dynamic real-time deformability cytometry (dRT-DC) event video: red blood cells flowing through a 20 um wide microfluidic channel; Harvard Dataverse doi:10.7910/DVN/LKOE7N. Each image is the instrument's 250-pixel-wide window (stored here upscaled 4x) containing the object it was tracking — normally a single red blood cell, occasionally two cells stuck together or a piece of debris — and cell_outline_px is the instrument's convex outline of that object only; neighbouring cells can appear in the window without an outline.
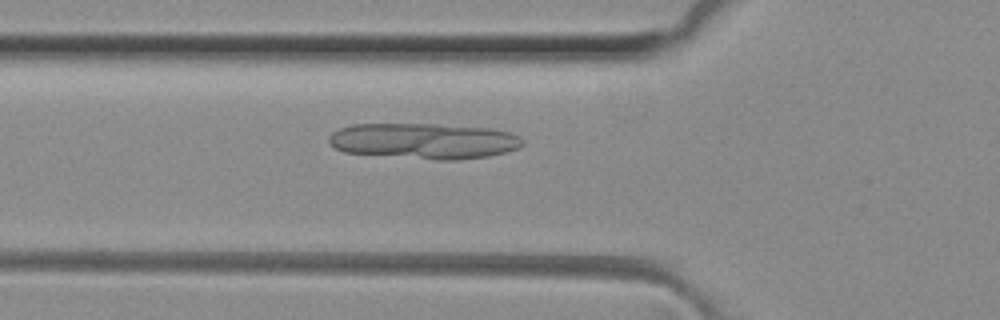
{"species": "common noctule bat (a hibernating species)", "species_latin": "Nyctalus noctula", "temperature_condition": "room temperature", "stored_images_in_passage": 33, "camera_frame_rate_fps": 3000, "um_per_image_px": 0.085, "animal": {"sex": "female", "body_mass_g": 29.2, "forearm_length_mm": 56.3}, "frame": {"image": 1, "passage_image": 3, "time_ms": 0.667, "image_size_px": [1000, 320], "cell_outline_px": [[524, 144], [520, 148], [488, 156], [460, 160], [436, 160], [344, 152], [336, 148], [328, 140], [328, 136], [332, 132], [340, 128], [352, 124], [436, 124], [492, 128], [508, 132], [520, 136], [524, 140]], "centroid_in_image_um": [36.07, 11.98], "position_along_channel_um": 89.7, "area_um2": 40.58}}
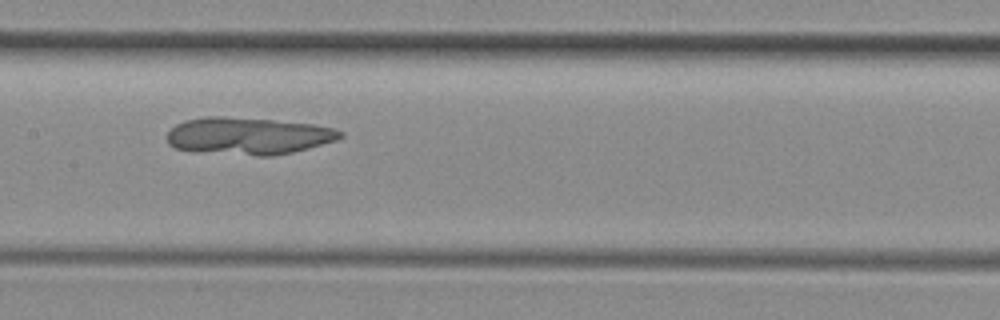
{"frame": {"image": 2, "passage_image": 10, "time_ms": 3.0, "image_size_px": [1000, 320], "cell_outline_px": [[344, 136], [336, 140], [292, 152], [272, 156], [256, 156], [192, 152], [176, 148], [168, 144], [168, 132], [176, 124], [184, 120], [204, 116], [224, 116], [272, 120], [312, 124], [332, 128], [344, 132]], "centroid_in_image_um": [21.05, 11.56], "position_along_channel_um": 186.3, "area_um2": 37.74}}
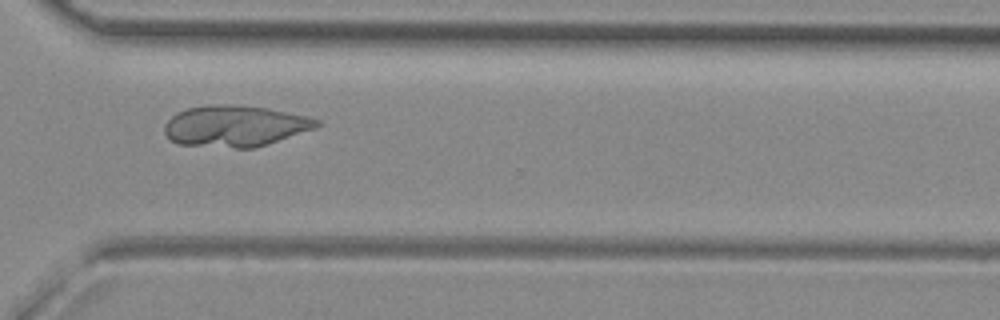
{"frame": {"image": 3, "passage_image": 22, "time_ms": 7.0, "image_size_px": [1000, 320], "cell_outline_px": [[324, 124], [316, 128], [256, 148], [236, 148], [176, 144], [164, 132], [164, 124], [176, 112], [188, 108], [208, 104], [236, 104], [268, 108], [308, 116], [320, 120]], "centroid_in_image_um": [20.01, 10.7], "position_along_channel_um": 350.6, "area_um2": 36.99}}